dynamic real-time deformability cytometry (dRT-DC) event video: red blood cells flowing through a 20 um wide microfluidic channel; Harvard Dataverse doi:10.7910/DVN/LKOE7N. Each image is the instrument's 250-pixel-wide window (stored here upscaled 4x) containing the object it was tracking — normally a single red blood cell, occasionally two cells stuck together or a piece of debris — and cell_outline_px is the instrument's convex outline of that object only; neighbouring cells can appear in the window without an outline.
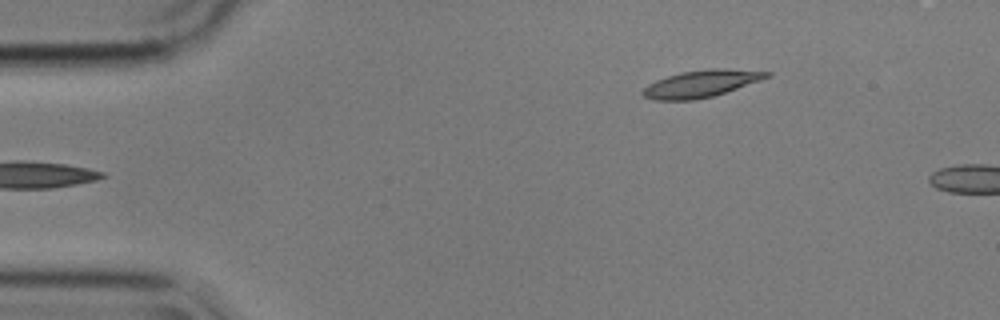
{"species": "common noctule bat (a hibernating species)", "species_latin": "Nyctalus noctula", "temperature_condition": "cold", "stored_images_in_passage": 4, "camera_frame_rate_fps": 3000, "um_per_image_px": 0.085, "animal": {"sex": "male", "body_mass_g": 17.9}, "frame": {"image": 1, "passage_image": 1, "time_ms": 0.0, "image_size_px": [1000, 320], "cell_outline_px": [[772, 76], [712, 96], [692, 100], [652, 100], [644, 96], [640, 92], [648, 84], [656, 80], [680, 72], [708, 68], [724, 68], [772, 72]], "centroid_in_image_um": [59.57, 7.1], "position_along_channel_um": 25.4, "area_um2": 19.42}}